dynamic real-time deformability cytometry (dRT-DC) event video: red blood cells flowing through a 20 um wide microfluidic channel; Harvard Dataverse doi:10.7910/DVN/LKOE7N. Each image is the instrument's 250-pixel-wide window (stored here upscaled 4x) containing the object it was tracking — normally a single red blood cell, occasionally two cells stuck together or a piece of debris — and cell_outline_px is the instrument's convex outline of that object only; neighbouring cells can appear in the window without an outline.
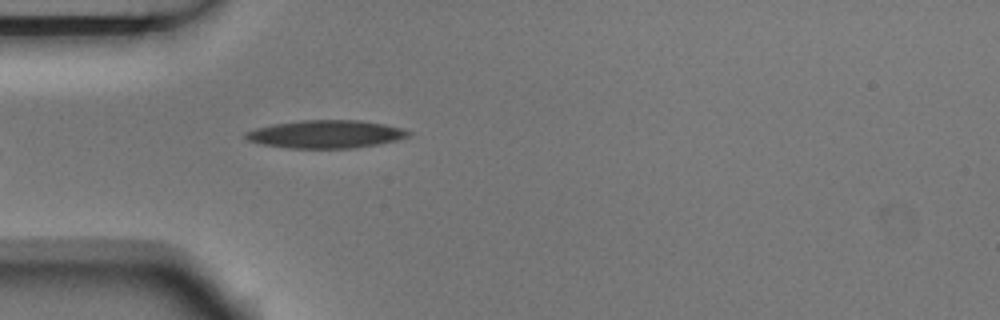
{"species": "Egyptian fruit bat (a non-hibernating species)", "species_latin": "Rousettus aegyptiacus", "temperature_condition": "room temperature", "stored_images_in_passage": 3, "camera_frame_rate_fps": 3000, "um_per_image_px": 0.085, "animal": {"sex": "male"}, "frame": {"image": 1, "passage_image": 3, "time_ms": 0.667, "image_size_px": [1000, 320], "cell_outline_px": [[412, 132], [408, 136], [396, 140], [376, 144], [352, 148], [292, 148], [264, 144], [248, 140], [244, 136], [244, 132], [256, 128], [272, 124], [300, 120], [360, 120], [384, 124], [400, 128]], "centroid_in_image_um": [27.67, 11.39], "position_along_channel_um": 57.3, "area_um2": 26.24}}